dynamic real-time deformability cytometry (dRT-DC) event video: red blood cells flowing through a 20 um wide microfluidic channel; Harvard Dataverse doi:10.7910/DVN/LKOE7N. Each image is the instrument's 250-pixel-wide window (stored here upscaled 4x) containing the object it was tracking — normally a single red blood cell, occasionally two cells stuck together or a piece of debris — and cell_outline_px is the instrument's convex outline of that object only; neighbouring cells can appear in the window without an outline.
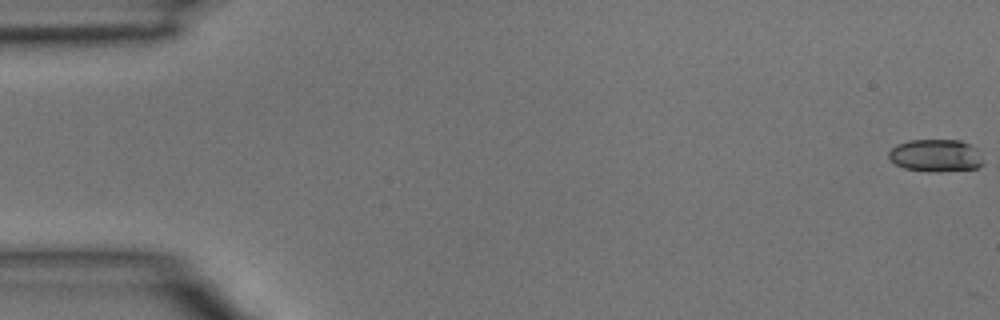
{"species": "common noctule bat (a hibernating species)", "species_latin": "Nyctalus noctula", "temperature_condition": "room temperature", "stored_images_in_passage": 8, "camera_frame_rate_fps": 3000, "um_per_image_px": 0.085, "animal": {"sex": "male", "body_mass_g": 15.6}, "frame": {"image": 1, "passage_image": 1, "time_ms": 0.0, "image_size_px": [1000, 320], "cell_outline_px": [[984, 164], [976, 168], [940, 172], [928, 172], [904, 168], [896, 164], [888, 156], [888, 152], [896, 144], [908, 140], [960, 140], [972, 144], [976, 148]], "centroid_in_image_um": [79.54, 13.22], "position_along_channel_um": 5.5, "area_um2": 18.03}}